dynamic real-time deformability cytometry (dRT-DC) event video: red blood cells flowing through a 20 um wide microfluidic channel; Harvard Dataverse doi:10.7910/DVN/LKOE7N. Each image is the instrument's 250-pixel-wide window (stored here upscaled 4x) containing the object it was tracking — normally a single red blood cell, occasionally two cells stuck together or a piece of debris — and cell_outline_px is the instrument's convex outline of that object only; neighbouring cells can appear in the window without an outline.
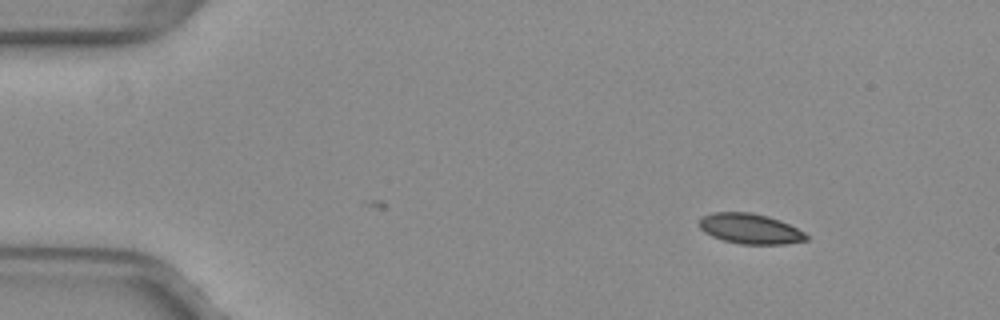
{"species": "common noctule bat (a hibernating species)", "species_latin": "Nyctalus noctula", "temperature_condition": "warm", "stored_images_in_passage": 40, "camera_frame_rate_fps": 3000, "um_per_image_px": 0.085, "animal": {"sex": "female", "body_mass_g": 29.2, "forearm_length_mm": 56.3}, "frame": {"image": 1, "passage_image": 1, "time_ms": 0.0, "image_size_px": [1000, 320], "cell_outline_px": [[808, 240], [788, 244], [740, 244], [724, 240], [712, 236], [704, 232], [700, 228], [700, 220], [704, 216], [712, 212], [752, 212], [768, 216], [780, 220], [804, 232], [808, 236]], "centroid_in_image_um": [63.78, 19.44], "position_along_channel_um": 21.2, "area_um2": 18.84}}
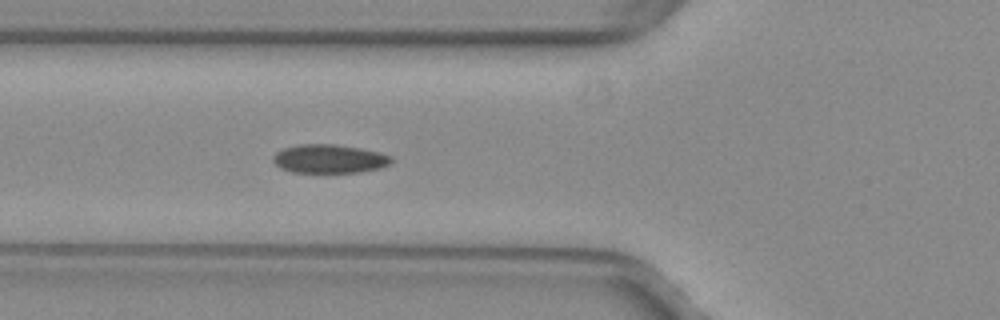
{"frame": {"image": 2, "passage_image": 14, "time_ms": 4.333, "image_size_px": [1000, 320], "cell_outline_px": [[392, 160], [388, 164], [380, 168], [360, 172], [292, 172], [280, 168], [272, 160], [272, 156], [276, 152], [284, 148], [300, 144], [332, 144], [360, 148], [380, 152], [392, 156]], "centroid_in_image_um": [27.98, 13.49], "position_along_channel_um": 97.8, "area_um2": 19.71}}
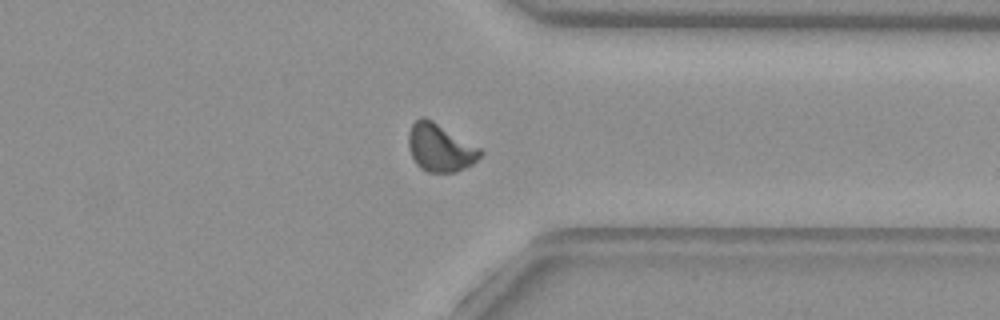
{"frame": {"image": 3, "passage_image": 35, "time_ms": 11.333, "image_size_px": [1000, 320], "cell_outline_px": [[484, 152], [472, 164], [456, 172], [428, 172], [420, 168], [416, 164], [412, 156], [408, 144], [408, 132], [412, 124], [420, 116], [424, 116], [432, 120], [480, 148]], "centroid_in_image_um": [37.39, 12.55], "position_along_channel_um": 374.0, "area_um2": 19.88}, "authors_computed_cell_mechanics": {"area_um2": 19.6809, "velocity_mm_per_s": 3.981, "shape_relaxation_time_tau1_ms": null, "shape_relaxation_time_tau2_ms": 1.6907, "deformation_change_tau1": null, "deformation_change_tau2": 0.0493}}